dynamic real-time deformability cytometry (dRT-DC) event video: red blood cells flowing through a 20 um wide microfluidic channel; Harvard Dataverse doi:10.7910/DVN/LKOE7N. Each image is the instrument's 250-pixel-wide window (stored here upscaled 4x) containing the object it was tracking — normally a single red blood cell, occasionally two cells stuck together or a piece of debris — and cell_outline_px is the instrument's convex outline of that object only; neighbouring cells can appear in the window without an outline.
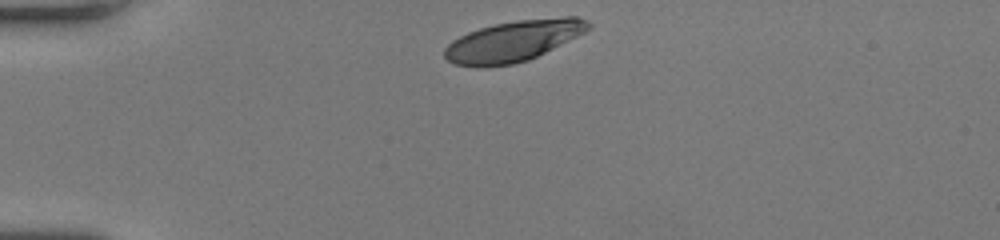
{"species": "human", "species_latin": "Homo sapiens", "temperature_condition": "room temperature", "stored_images_in_passage": 32, "camera_frame_rate_fps": 3000, "um_per_image_px": 0.085, "donor": {"sex": "female"}, "frame": {"image": 1, "passage_image": 1, "time_ms": 0.0, "image_size_px": [1000, 240], "cell_outline_px": [[592, 28], [528, 60], [512, 64], [476, 68], [456, 64], [448, 60], [444, 56], [444, 48], [452, 40], [468, 32], [480, 28], [496, 24], [516, 20], [564, 16], [576, 16], [588, 20], [592, 24]], "centroid_in_image_um": [43.63, 3.48], "position_along_channel_um": 41.4, "area_um2": 34.16}}
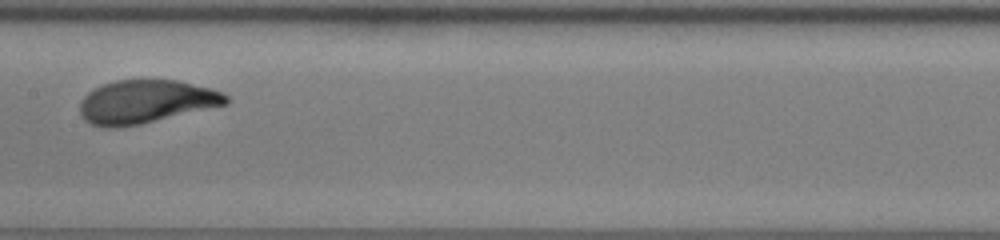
{"frame": {"image": 2, "passage_image": 16, "time_ms": 5.0, "image_size_px": [1000, 240], "cell_outline_px": [[228, 104], [140, 124], [116, 128], [104, 128], [92, 124], [84, 120], [80, 116], [80, 100], [88, 92], [104, 84], [116, 80], [176, 80], [224, 92], [228, 96]], "centroid_in_image_um": [12.37, 8.66], "position_along_channel_um": 195.0, "area_um2": 36.76}}
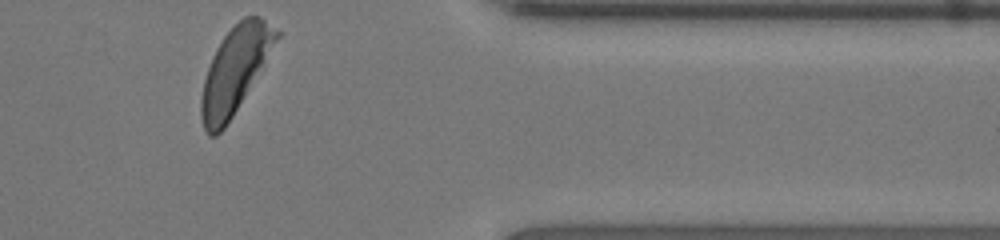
{"frame": {"image": 3, "passage_image": 32, "time_ms": 10.333, "image_size_px": [1000, 240], "cell_outline_px": [[280, 36], [232, 116], [224, 128], [216, 136], [208, 136], [204, 128], [200, 116], [200, 100], [204, 80], [212, 56], [216, 48], [224, 36], [244, 16], [260, 16], [280, 32]], "centroid_in_image_um": [19.94, 5.97], "position_along_channel_um": 391.5, "area_um2": 36.7}, "authors_computed_cell_mechanics": {"area_um2": 36.8764, "velocity_mm_per_s": 3.9767, "shape_relaxation_time_tau1_ms": 3.8906, "shape_relaxation_time_tau2_ms": null, "deformation_change_tau1": 0.1937, "deformation_change_tau2": null}}